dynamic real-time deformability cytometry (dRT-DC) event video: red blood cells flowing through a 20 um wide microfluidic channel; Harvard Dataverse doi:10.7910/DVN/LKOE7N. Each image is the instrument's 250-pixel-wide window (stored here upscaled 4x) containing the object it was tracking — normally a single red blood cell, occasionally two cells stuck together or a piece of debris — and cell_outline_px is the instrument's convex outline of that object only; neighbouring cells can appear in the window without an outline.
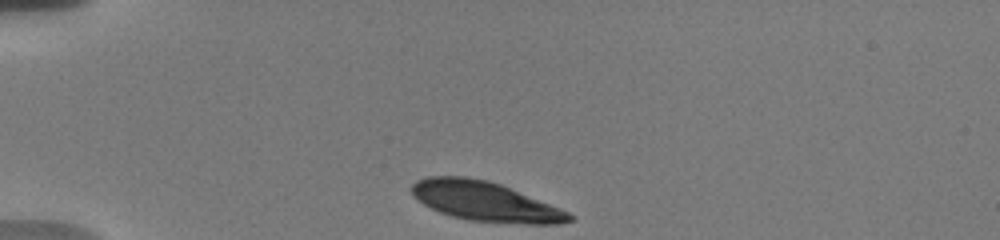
{"species": "human", "species_latin": "Homo sapiens", "temperature_condition": "warm", "stored_images_in_passage": 42, "camera_frame_rate_fps": 3000, "um_per_image_px": 0.085, "donor": {"sex": "male"}, "frame": {"image": 1, "passage_image": 1, "time_ms": 0.0, "image_size_px": [1000, 240], "cell_outline_px": [[572, 220], [556, 224], [524, 224], [468, 220], [452, 216], [440, 212], [424, 204], [412, 196], [412, 184], [416, 180], [428, 176], [464, 176], [488, 180], [500, 184], [568, 212], [572, 216]], "centroid_in_image_um": [41.18, 17.11], "position_along_channel_um": 43.8, "area_um2": 35.84}}
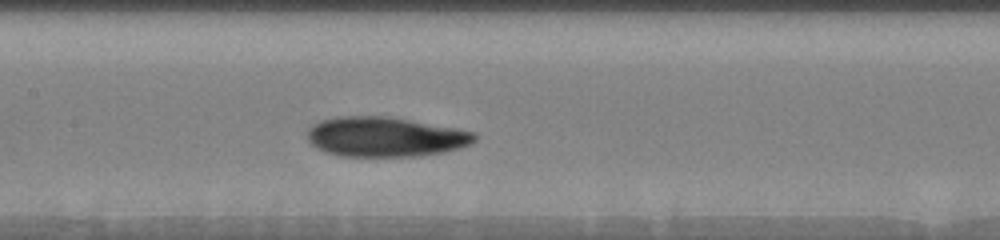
{"frame": {"image": 2, "passage_image": 15, "time_ms": 4.667, "image_size_px": [1000, 240], "cell_outline_px": [[476, 140], [460, 148], [444, 152], [420, 156], [336, 156], [324, 152], [312, 144], [308, 140], [308, 128], [312, 124], [320, 120], [336, 116], [388, 116], [456, 128], [472, 132], [476, 136]], "centroid_in_image_um": [32.7, 11.63], "position_along_channel_um": 174.7, "area_um2": 38.9}}
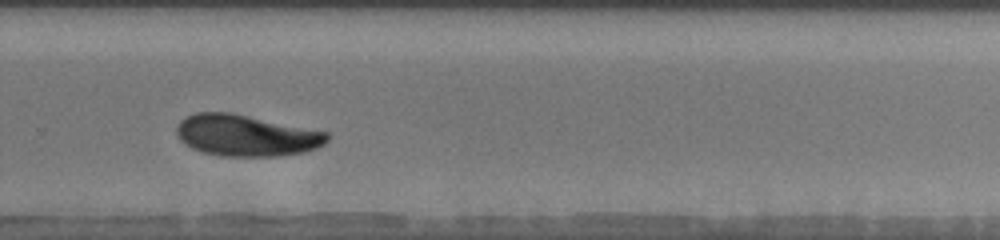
{"frame": {"image": 3, "passage_image": 26, "time_ms": 8.333, "image_size_px": [1000, 240], "cell_outline_px": [[328, 140], [324, 144], [316, 148], [304, 152], [280, 156], [220, 156], [204, 152], [192, 148], [184, 144], [180, 140], [176, 132], [176, 128], [180, 120], [196, 112], [232, 112], [328, 132]], "centroid_in_image_um": [20.91, 11.51], "position_along_channel_um": 308.9, "area_um2": 36.41}, "authors_computed_cell_mechanics": {"area_um2": 36.703, "velocity_mm_per_s": 3.6757, "shape_relaxation_time_tau1_ms": 4.4549, "shape_relaxation_time_tau2_ms": null, "deformation_change_tau1": 0.1126, "deformation_change_tau2": null}}